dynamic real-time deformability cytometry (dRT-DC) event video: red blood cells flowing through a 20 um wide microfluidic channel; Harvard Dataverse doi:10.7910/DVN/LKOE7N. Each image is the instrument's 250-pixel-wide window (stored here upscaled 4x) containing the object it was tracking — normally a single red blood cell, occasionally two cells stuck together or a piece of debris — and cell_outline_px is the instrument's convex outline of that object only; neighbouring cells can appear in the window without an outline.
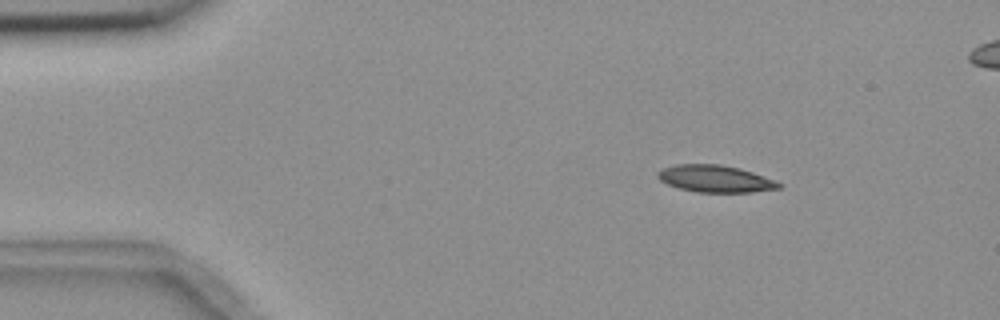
{"species": "common noctule bat (a hibernating species)", "species_latin": "Nyctalus noctula", "temperature_condition": "room temperature", "stored_images_in_passage": 5, "camera_frame_rate_fps": 3000, "um_per_image_px": 0.085, "animal": {"sex": "female", "body_mass_g": 18.4}, "frame": {"image": 1, "passage_image": 2, "time_ms": 1.333, "image_size_px": [1000, 320], "cell_outline_px": [[784, 184], [780, 188], [752, 192], [700, 192], [680, 188], [668, 184], [660, 180], [656, 176], [656, 172], [664, 168], [676, 164], [720, 164], [740, 168], [752, 172]], "centroid_in_image_um": [60.8, 15.18], "position_along_channel_um": 24.2, "area_um2": 18.96}}